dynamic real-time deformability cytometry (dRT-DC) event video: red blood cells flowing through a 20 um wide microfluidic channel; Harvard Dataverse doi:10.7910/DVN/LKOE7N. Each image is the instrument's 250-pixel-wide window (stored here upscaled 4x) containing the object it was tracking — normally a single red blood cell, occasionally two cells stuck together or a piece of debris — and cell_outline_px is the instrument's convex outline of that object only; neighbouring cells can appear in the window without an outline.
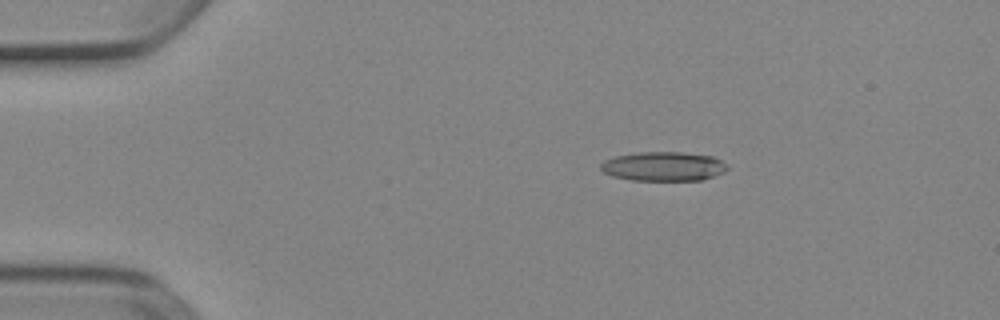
{"species": "Egyptian fruit bat (a non-hibernating species)", "species_latin": "Rousettus aegyptiacus", "temperature_condition": "cold", "stored_images_in_passage": 6, "camera_frame_rate_fps": 3000, "um_per_image_px": 0.085, "animal": {"sex": "female"}, "frame": {"image": 1, "passage_image": 3, "time_ms": 0.667, "image_size_px": [1000, 320], "cell_outline_px": [[728, 168], [724, 172], [700, 180], [632, 180], [612, 176], [604, 172], [600, 168], [600, 164], [604, 160], [616, 156], [640, 152], [680, 152], [712, 156], [728, 164]], "centroid_in_image_um": [56.39, 14.14], "position_along_channel_um": 28.6, "area_um2": 21.44}}
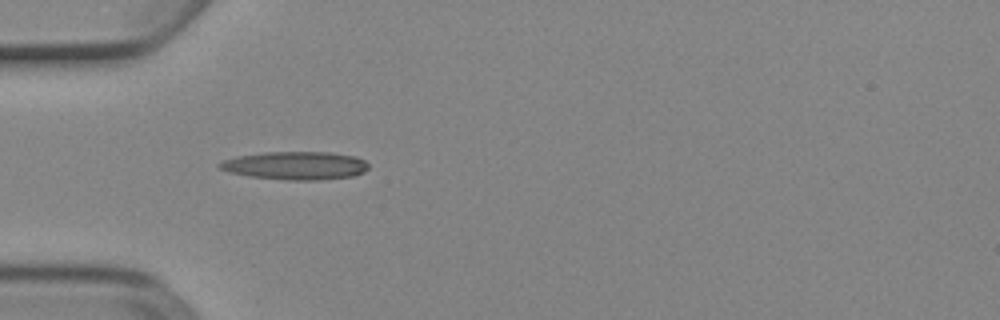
{"frame": {"image": 2, "passage_image": 5, "time_ms": 1.333, "image_size_px": [1000, 320], "cell_outline_px": [[368, 168], [364, 172], [352, 176], [316, 180], [288, 180], [252, 176], [228, 172], [220, 168], [216, 164], [224, 160], [236, 156], [264, 152], [328, 152], [356, 156], [364, 160], [368, 164]], "centroid_in_image_um": [25.11, 14.06], "position_along_channel_um": 59.9, "area_um2": 24.33}}
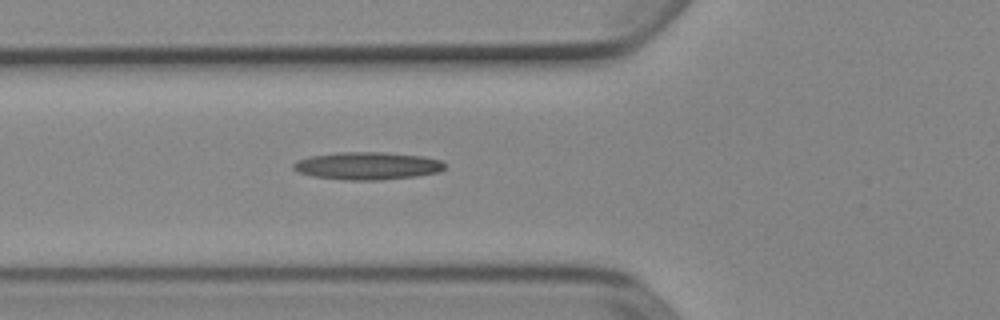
{"frame": {"image": 3, "passage_image": 6, "time_ms": 1.667, "image_size_px": [1000, 320], "cell_outline_px": [[444, 168], [440, 172], [416, 176], [380, 180], [344, 180], [312, 176], [296, 172], [292, 168], [292, 164], [296, 160], [308, 156], [336, 152], [384, 152], [424, 156], [440, 160], [444, 164]], "centroid_in_image_um": [31.17, 14.09], "position_along_channel_um": 94.6, "area_um2": 24.68}}